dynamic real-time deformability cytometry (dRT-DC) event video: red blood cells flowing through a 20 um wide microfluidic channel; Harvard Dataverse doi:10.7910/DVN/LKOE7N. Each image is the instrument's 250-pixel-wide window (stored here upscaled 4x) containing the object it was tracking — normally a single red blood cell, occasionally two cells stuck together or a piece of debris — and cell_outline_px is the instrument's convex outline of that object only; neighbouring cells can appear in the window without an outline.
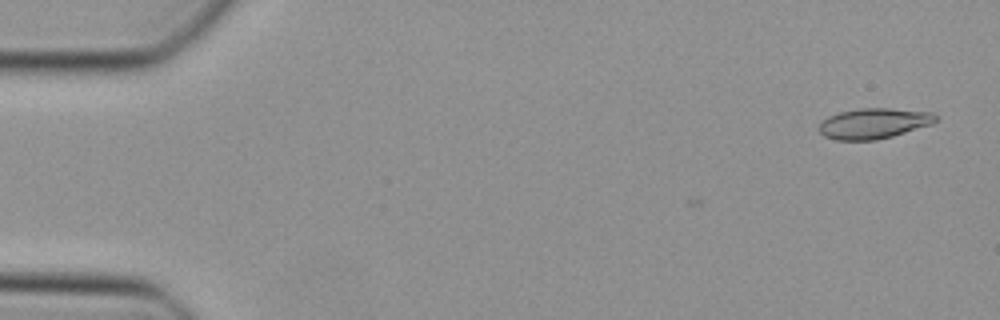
{"species": "Egyptian fruit bat (a non-hibernating species)", "species_latin": "Rousettus aegyptiacus", "temperature_condition": "cold", "stored_images_in_passage": 2, "camera_frame_rate_fps": 3000, "um_per_image_px": 0.085, "animal": {"sex": "female"}, "frame": {"image": 1, "passage_image": 2, "time_ms": 0.333, "image_size_px": [1000, 320], "cell_outline_px": [[936, 120], [932, 124], [892, 136], [876, 140], [836, 140], [824, 136], [816, 128], [828, 116], [840, 112], [860, 108], [888, 108], [932, 112], [936, 116]], "centroid_in_image_um": [74.24, 10.49], "position_along_channel_um": 10.8, "area_um2": 20.63}}